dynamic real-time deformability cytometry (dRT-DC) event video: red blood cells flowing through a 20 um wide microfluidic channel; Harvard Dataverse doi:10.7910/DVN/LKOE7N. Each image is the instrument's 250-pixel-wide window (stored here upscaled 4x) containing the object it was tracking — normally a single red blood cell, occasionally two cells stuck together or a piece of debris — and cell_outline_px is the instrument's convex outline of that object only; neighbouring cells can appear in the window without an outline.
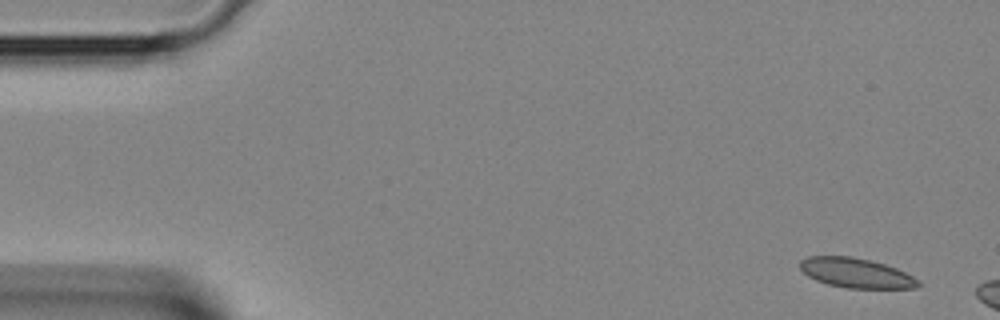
{"species": "Egyptian fruit bat (a non-hibernating species)", "species_latin": "Rousettus aegyptiacus", "temperature_condition": "room temperature", "stored_images_in_passage": 3, "camera_frame_rate_fps": 3000, "um_per_image_px": 0.085, "animal": {"sex": "female"}, "frame": {"image": 1, "passage_image": 1, "time_ms": 0.0, "image_size_px": [1000, 320], "cell_outline_px": [[920, 284], [916, 288], [848, 288], [828, 284], [816, 280], [808, 276], [800, 268], [800, 260], [808, 256], [852, 256], [884, 264], [896, 268], [912, 276]], "centroid_in_image_um": [72.73, 23.2], "position_along_channel_um": 12.3, "area_um2": 20.23}}